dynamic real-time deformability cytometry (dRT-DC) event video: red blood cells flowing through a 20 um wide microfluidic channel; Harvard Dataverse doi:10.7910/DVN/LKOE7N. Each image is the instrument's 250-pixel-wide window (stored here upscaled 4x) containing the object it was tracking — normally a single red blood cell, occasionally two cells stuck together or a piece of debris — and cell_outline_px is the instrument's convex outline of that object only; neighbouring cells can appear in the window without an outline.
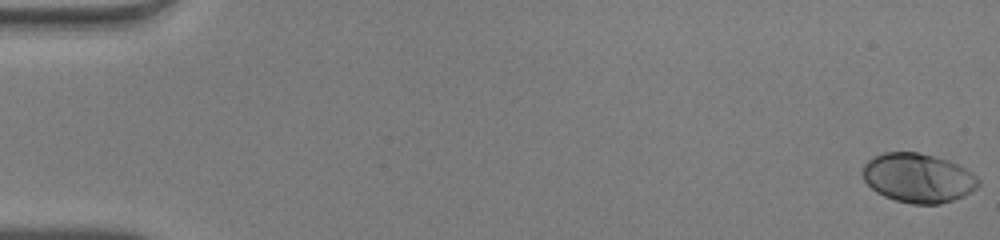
{"species": "human", "species_latin": "Homo sapiens", "temperature_condition": "warm", "stored_images_in_passage": 52, "segment_of_instrument_passage": [1, 2], "camera_frame_rate_fps": 3000, "um_per_image_px": 0.085, "donor": {"sex": "male"}, "frame": {"image": 1, "passage_image": 1, "time_ms": 0.0, "image_size_px": [1000, 240], "cell_outline_px": [[980, 184], [972, 192], [964, 196], [940, 204], [912, 204], [896, 200], [884, 196], [876, 192], [864, 180], [860, 172], [864, 164], [872, 156], [884, 152], [920, 152], [948, 160], [972, 172], [980, 180]], "centroid_in_image_um": [78.02, 15.12], "position_along_channel_um": 7.0, "area_um2": 33.47}}
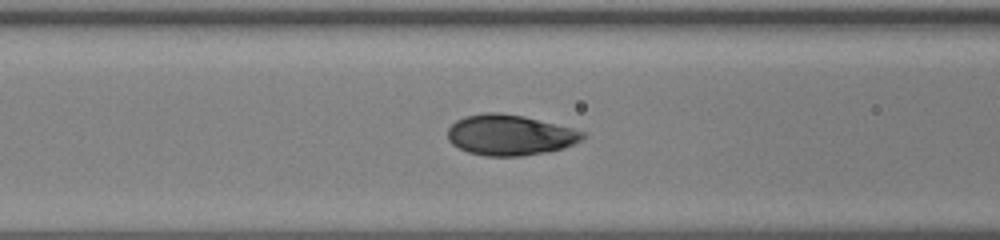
{"frame": {"image": 2, "passage_image": 22, "time_ms": 7.0, "image_size_px": [1000, 240], "cell_outline_px": [[588, 136], [584, 140], [564, 148], [524, 156], [484, 156], [468, 152], [452, 144], [448, 140], [448, 128], [456, 120], [464, 116], [484, 112], [500, 112], [524, 116], [588, 132]], "centroid_in_image_um": [43.37, 11.47], "position_along_channel_um": 123.2, "area_um2": 32.31}}
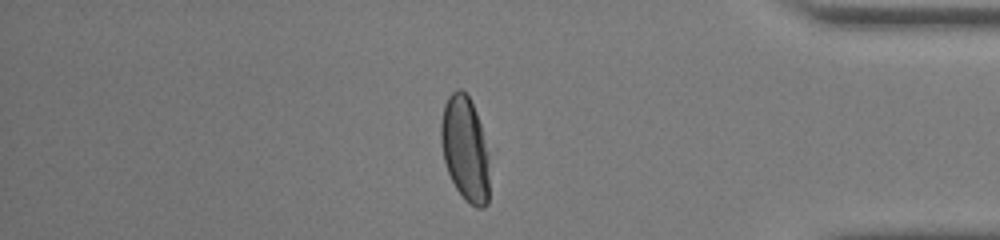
{"frame": {"image": 3, "passage_image": 44, "time_ms": 14.333, "image_size_px": [1000, 240], "cell_outline_px": [[488, 204], [484, 208], [476, 208], [464, 200], [456, 188], [448, 172], [444, 160], [440, 140], [440, 124], [444, 104], [448, 96], [456, 88], [460, 88], [468, 96], [476, 112], [480, 124], [488, 156]], "centroid_in_image_um": [39.51, 12.66], "position_along_channel_um": 395.7, "area_um2": 29.54}}